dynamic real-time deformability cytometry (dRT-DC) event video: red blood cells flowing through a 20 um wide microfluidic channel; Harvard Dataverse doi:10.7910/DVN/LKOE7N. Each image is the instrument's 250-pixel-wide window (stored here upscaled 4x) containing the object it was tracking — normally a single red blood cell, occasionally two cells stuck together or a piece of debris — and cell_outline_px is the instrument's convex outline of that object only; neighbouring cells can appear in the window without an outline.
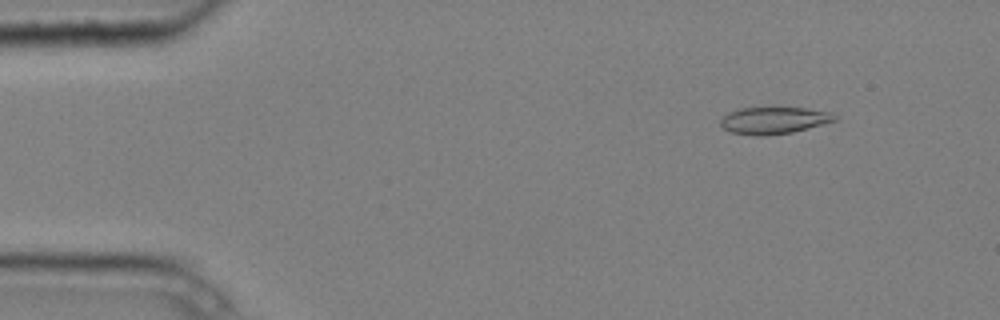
{"species": "common noctule bat (a hibernating species)", "species_latin": "Nyctalus noctula", "temperature_condition": "cold", "stored_images_in_passage": 8, "camera_frame_rate_fps": 3000, "um_per_image_px": 0.085, "animal": {"sex": "male", "body_mass_g": 20.4}, "frame": {"image": 1, "passage_image": 2, "time_ms": 0.333, "image_size_px": [1000, 320], "cell_outline_px": [[836, 120], [792, 132], [768, 136], [760, 136], [732, 132], [724, 128], [720, 124], [720, 120], [728, 112], [736, 108], [804, 108], [832, 112], [836, 116]], "centroid_in_image_um": [65.75, 10.23], "position_along_channel_um": 19.2, "area_um2": 17.74}}
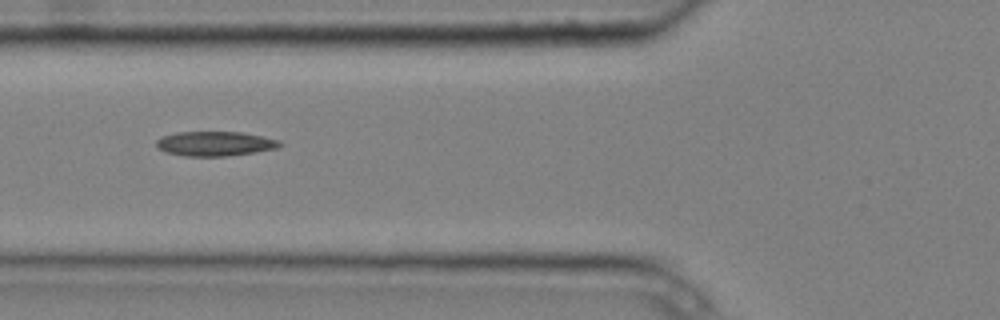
{"frame": {"image": 2, "passage_image": 6, "time_ms": 1.667, "image_size_px": [1000, 320], "cell_outline_px": [[284, 144], [276, 148], [256, 152], [228, 156], [184, 156], [168, 152], [160, 148], [156, 144], [156, 140], [160, 136], [176, 132], [244, 132], [280, 140]], "centroid_in_image_um": [18.3, 12.2], "position_along_channel_um": 107.5, "area_um2": 17.74}}
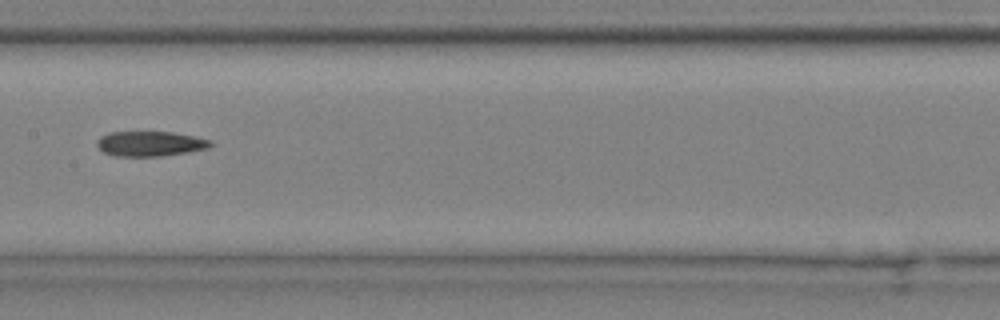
{"frame": {"image": 3, "passage_image": 8, "time_ms": 2.333, "image_size_px": [1000, 320], "cell_outline_px": [[216, 144], [208, 148], [188, 152], [160, 156], [112, 156], [104, 152], [96, 144], [96, 140], [100, 136], [108, 132], [172, 132], [196, 136], [212, 140]], "centroid_in_image_um": [12.79, 12.21], "position_along_channel_um": 194.6, "area_um2": 16.76}}